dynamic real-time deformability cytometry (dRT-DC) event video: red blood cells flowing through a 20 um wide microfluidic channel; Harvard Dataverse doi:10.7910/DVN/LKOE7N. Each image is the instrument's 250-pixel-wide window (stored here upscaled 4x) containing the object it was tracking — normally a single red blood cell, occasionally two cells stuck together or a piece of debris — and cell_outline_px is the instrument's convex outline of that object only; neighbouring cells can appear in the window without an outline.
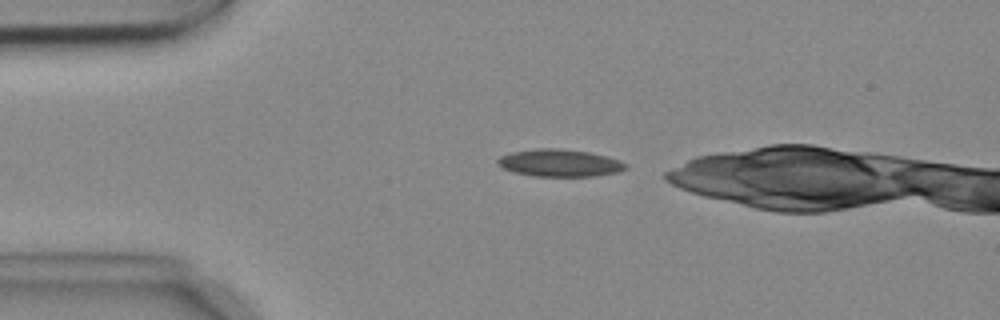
{"species": "common noctule bat (a hibernating species)", "species_latin": "Nyctalus noctula", "temperature_condition": "cold", "stored_images_in_passage": 2, "camera_frame_rate_fps": 3000, "um_per_image_px": 0.085, "animal": {"sex": "female", "body_mass_g": 18.4}, "frame": {"image": 1, "passage_image": 1, "time_ms": 0.0, "image_size_px": [1000, 320], "cell_outline_px": [[628, 168], [620, 172], [592, 176], [536, 176], [516, 172], [504, 168], [496, 160], [500, 156], [512, 152], [536, 148], [556, 148], [588, 152], [620, 160], [628, 164]], "centroid_in_image_um": [47.62, 13.85], "position_along_channel_um": 37.4, "area_um2": 20.17}}